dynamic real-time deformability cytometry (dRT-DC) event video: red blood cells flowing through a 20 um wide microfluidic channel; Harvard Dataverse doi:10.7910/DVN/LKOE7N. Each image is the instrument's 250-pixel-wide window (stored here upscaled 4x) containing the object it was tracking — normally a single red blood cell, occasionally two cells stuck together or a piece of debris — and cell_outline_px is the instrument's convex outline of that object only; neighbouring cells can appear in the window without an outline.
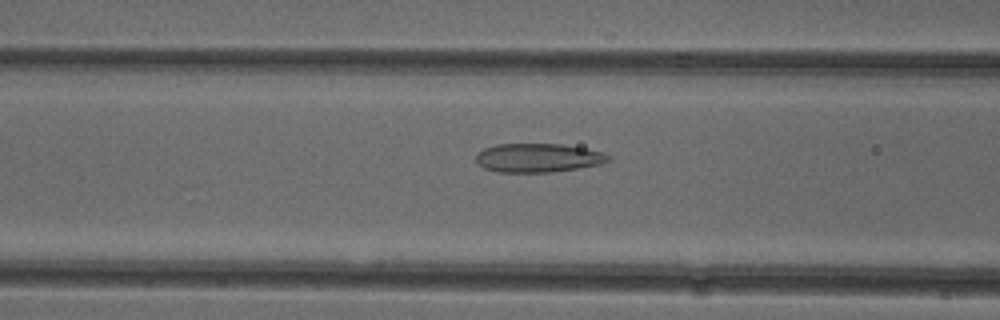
{"species": "common noctule bat (a hibernating species)", "species_latin": "Nyctalus noctula", "temperature_condition": "cold", "stored_images_in_passage": 51, "camera_frame_rate_fps": 3000, "um_per_image_px": 0.085, "animal": {"sex": "female"}, "frame": {"image": 1, "passage_image": 20, "time_ms": 6.333, "image_size_px": [1000, 320], "cell_outline_px": [[612, 160], [600, 164], [576, 168], [548, 172], [496, 172], [484, 168], [476, 164], [476, 152], [484, 148], [496, 144], [560, 144], [584, 148], [604, 152], [612, 156]], "centroid_in_image_um": [45.71, 13.41], "position_along_channel_um": 120.9, "area_um2": 22.37}}
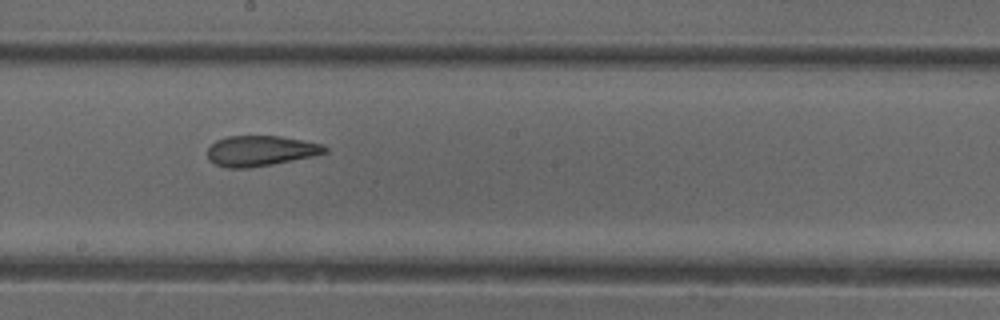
{"frame": {"image": 2, "passage_image": 28, "time_ms": 9.0, "image_size_px": [1000, 320], "cell_outline_px": [[328, 152], [316, 156], [272, 164], [248, 168], [224, 168], [208, 160], [208, 148], [216, 140], [228, 136], [280, 136], [320, 144], [328, 148]], "centroid_in_image_um": [22.14, 12.83], "position_along_channel_um": 226.1, "area_um2": 20.81}}
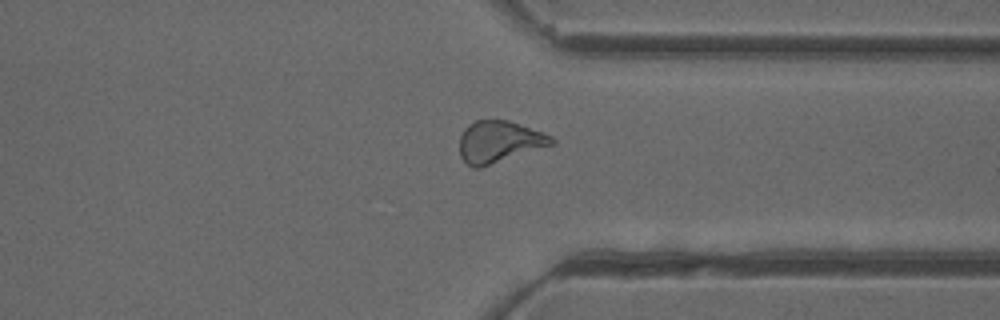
{"frame": {"image": 3, "passage_image": 39, "time_ms": 12.667, "image_size_px": [1000, 320], "cell_outline_px": [[556, 144], [480, 168], [472, 168], [460, 156], [460, 136], [464, 128], [468, 124], [476, 120], [508, 120], [520, 124], [552, 136], [556, 140]], "centroid_in_image_um": [42.44, 12.05], "position_along_channel_um": 369.0, "area_um2": 22.54}, "authors_computed_cell_mechanics": {"area_um2": 22.831, "velocity_mm_per_s": 3.9446, "shape_relaxation_time_tau1_ms": null, "shape_relaxation_time_tau2_ms": 2.075, "deformation_change_tau1": null, "deformation_change_tau2": 0.0924}}